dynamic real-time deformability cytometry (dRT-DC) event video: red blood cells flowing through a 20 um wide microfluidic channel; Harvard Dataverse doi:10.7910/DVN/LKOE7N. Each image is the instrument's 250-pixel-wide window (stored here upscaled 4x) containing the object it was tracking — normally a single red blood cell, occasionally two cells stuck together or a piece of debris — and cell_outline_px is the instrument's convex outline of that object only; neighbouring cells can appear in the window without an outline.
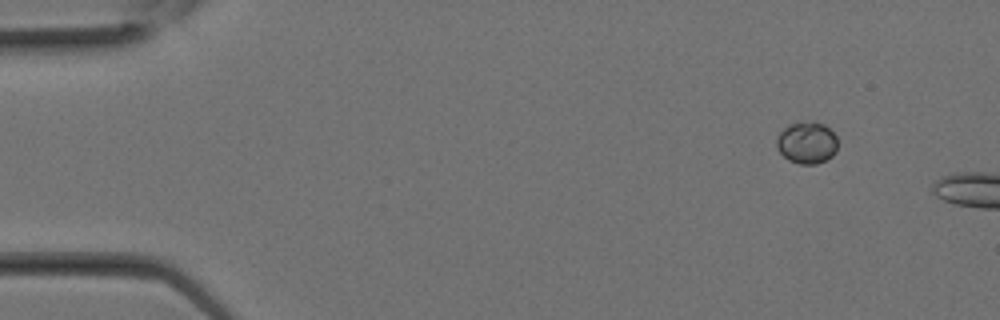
{"species": "Egyptian fruit bat (a non-hibernating species)", "species_latin": "Rousettus aegyptiacus", "temperature_condition": "room temperature", "stored_images_in_passage": 4, "camera_frame_rate_fps": 3000, "um_per_image_px": 0.085, "animal": {"sex": "female"}, "frame": {"image": 1, "passage_image": 1, "time_ms": 0.0, "image_size_px": [1000, 320], "cell_outline_px": [[836, 152], [832, 156], [816, 164], [800, 164], [788, 160], [776, 148], [776, 136], [788, 124], [812, 120], [824, 124], [836, 136]], "centroid_in_image_um": [68.55, 12.11], "position_along_channel_um": 16.4, "area_um2": 15.03}}